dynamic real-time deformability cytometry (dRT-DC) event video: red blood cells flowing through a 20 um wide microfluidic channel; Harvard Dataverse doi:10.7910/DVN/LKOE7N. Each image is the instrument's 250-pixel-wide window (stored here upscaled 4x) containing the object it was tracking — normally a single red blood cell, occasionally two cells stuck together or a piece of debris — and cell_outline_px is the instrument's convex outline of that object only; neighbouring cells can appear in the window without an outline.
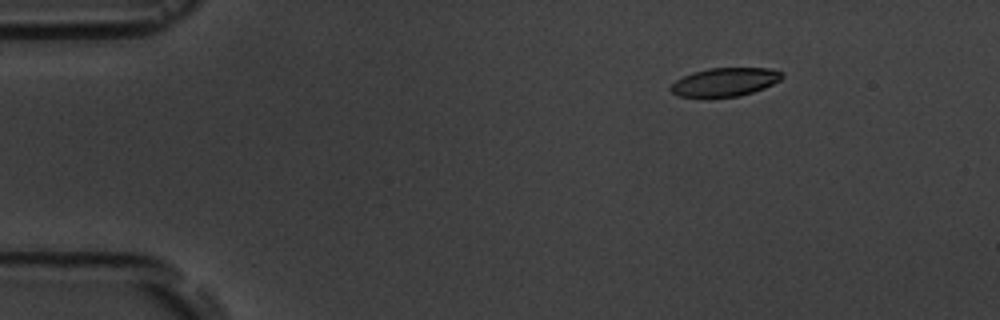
{"species": "common noctule bat (a hibernating species)", "species_latin": "Nyctalus noctula", "temperature_condition": "room temperature", "stored_images_in_passage": 7, "camera_frame_rate_fps": 3000, "um_per_image_px": 0.085, "animal": {"sex": "male", "body_mass_g": 19.5, "forearm_length_mm": 54.6}, "frame": {"image": 1, "passage_image": 1, "time_ms": 0.0, "image_size_px": [1000, 320], "cell_outline_px": [[784, 76], [780, 80], [764, 88], [740, 96], [708, 100], [680, 96], [672, 92], [668, 88], [676, 80], [692, 72], [708, 68], [772, 68], [784, 72]], "centroid_in_image_um": [61.59, 7.01], "position_along_channel_um": 23.4, "area_um2": 19.19}}
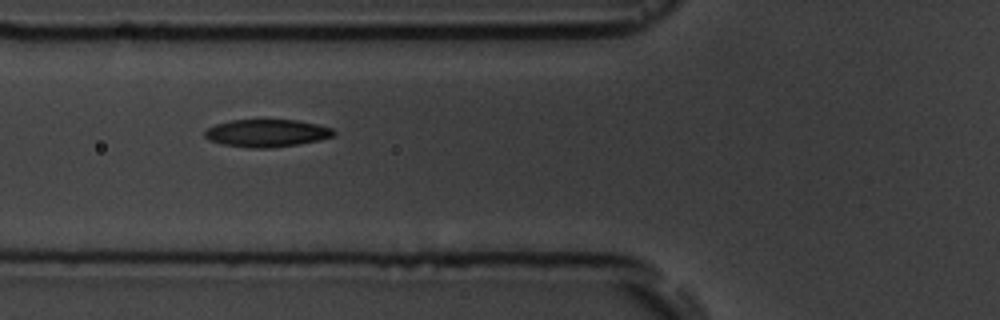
{"frame": {"image": 2, "passage_image": 5, "time_ms": 4.333, "image_size_px": [1000, 320], "cell_outline_px": [[336, 132], [332, 136], [320, 140], [300, 144], [272, 148], [252, 148], [224, 144], [208, 140], [204, 136], [204, 132], [208, 128], [216, 124], [232, 120], [296, 120], [316, 124], [332, 128]], "centroid_in_image_um": [22.68, 11.32], "position_along_channel_um": 103.1, "area_um2": 20.63}}
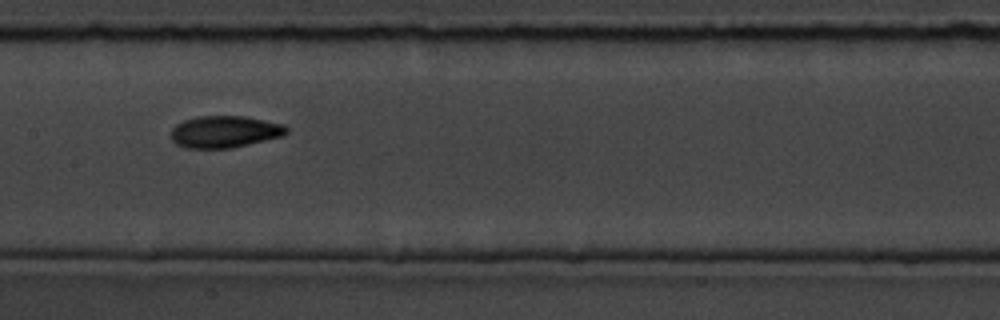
{"frame": {"image": 3, "passage_image": 7, "time_ms": 6.667, "image_size_px": [1000, 320], "cell_outline_px": [[288, 132], [284, 136], [232, 148], [184, 148], [176, 144], [172, 140], [172, 128], [176, 124], [184, 120], [196, 116], [244, 116], [284, 124], [288, 128]], "centroid_in_image_um": [19.11, 11.2], "position_along_channel_um": 188.3, "area_um2": 21.62}}